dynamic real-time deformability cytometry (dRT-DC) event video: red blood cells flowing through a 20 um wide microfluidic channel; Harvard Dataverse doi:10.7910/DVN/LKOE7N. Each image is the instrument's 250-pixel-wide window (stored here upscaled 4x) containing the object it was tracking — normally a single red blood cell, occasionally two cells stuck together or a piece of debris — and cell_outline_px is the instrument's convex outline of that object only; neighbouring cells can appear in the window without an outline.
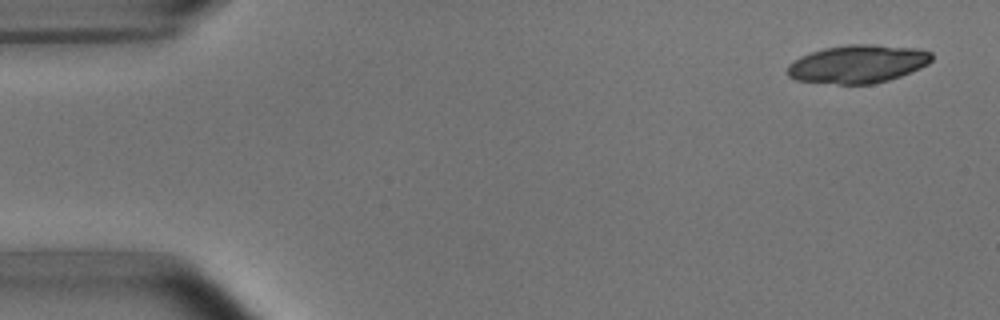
{"species": "common noctule bat (a hibernating species)", "species_latin": "Nyctalus noctula", "temperature_condition": "room temperature", "stored_images_in_passage": 5, "segment_of_instrument_passage": [2, 2], "camera_frame_rate_fps": 3000, "um_per_image_px": 0.085, "animal": {"sex": "male", "body_mass_g": 15.6}, "frame": {"image": 1, "passage_image": 5, "time_ms": 5.333, "image_size_px": [1000, 320], "cell_outline_px": [[932, 60], [928, 64], [920, 68], [900, 76], [888, 80], [872, 84], [836, 84], [796, 80], [788, 76], [788, 64], [800, 56], [824, 48], [848, 44], [872, 44], [916, 48], [932, 52]], "centroid_in_image_um": [72.91, 5.43], "position_along_channel_um": 12.1, "area_um2": 32.08}}